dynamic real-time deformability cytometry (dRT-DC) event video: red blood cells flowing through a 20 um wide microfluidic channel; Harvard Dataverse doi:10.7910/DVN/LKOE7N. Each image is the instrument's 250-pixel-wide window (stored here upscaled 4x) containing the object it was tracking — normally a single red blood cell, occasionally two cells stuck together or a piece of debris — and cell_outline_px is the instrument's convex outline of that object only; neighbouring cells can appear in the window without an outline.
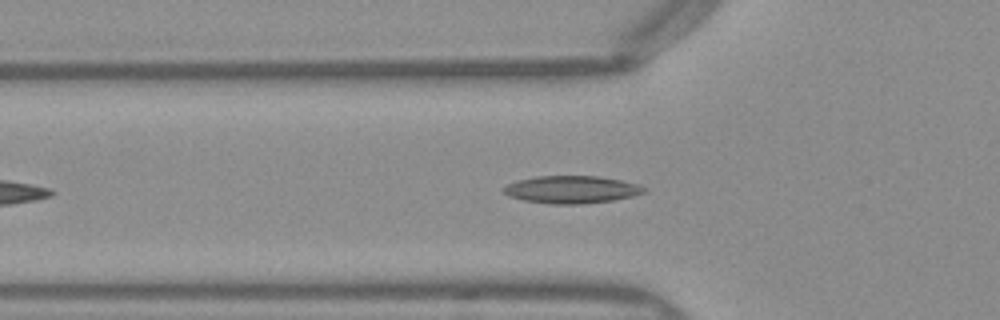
{"species": "Egyptian fruit bat (a non-hibernating species)", "species_latin": "Rousettus aegyptiacus", "temperature_condition": "warm", "stored_images_in_passage": 40, "camera_frame_rate_fps": 3000, "um_per_image_px": 0.085, "frame": {"image": 1, "passage_image": 9, "time_ms": 2.667, "image_size_px": [1000, 320], "cell_outline_px": [[648, 192], [632, 196], [612, 200], [584, 204], [548, 204], [524, 200], [508, 196], [500, 188], [516, 180], [536, 176], [596, 176], [620, 180], [636, 184], [648, 188]], "centroid_in_image_um": [48.56, 16.11], "position_along_channel_um": 77.2, "area_um2": 22.66}}
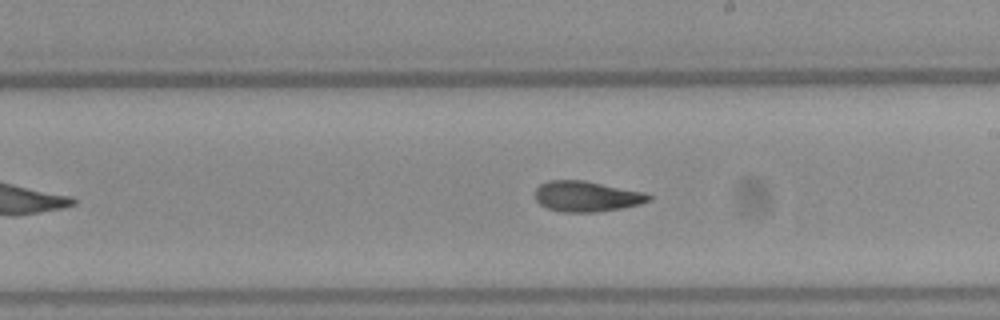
{"frame": {"image": 2, "passage_image": 21, "time_ms": 6.667, "image_size_px": [1000, 320], "cell_outline_px": [[652, 200], [640, 204], [620, 208], [596, 212], [564, 212], [548, 208], [540, 204], [536, 200], [536, 188], [540, 184], [552, 180], [584, 180], [644, 192], [652, 196]], "centroid_in_image_um": [49.88, 16.69], "position_along_channel_um": 239.1, "area_um2": 20.11}}
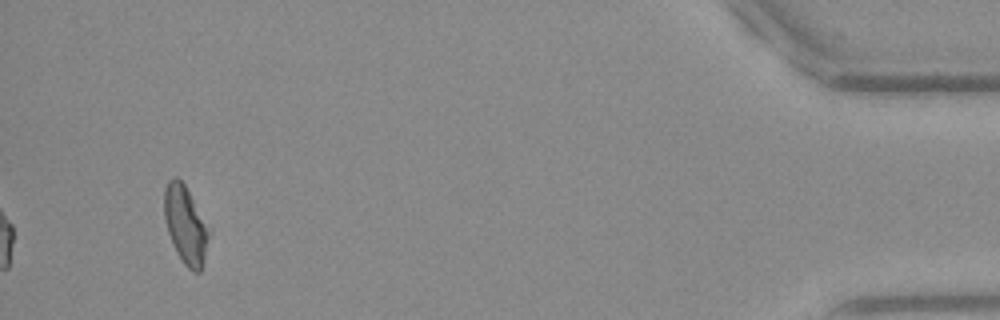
{"frame": {"image": 3, "passage_image": 40, "time_ms": 13.0, "image_size_px": [1000, 320], "cell_outline_px": [[212, 228], [204, 260], [200, 272], [192, 272], [184, 264], [176, 252], [172, 244], [168, 232], [164, 216], [164, 188], [168, 180], [172, 176], [176, 176], [184, 184]], "centroid_in_image_um": [15.8, 19.1], "position_along_channel_um": 419.4, "area_um2": 20.81}, "authors_computed_cell_mechanics": {"area_um2": 20.4612, "velocity_mm_per_s": 4.0207, "shape_relaxation_time_tau1_ms": null, "shape_relaxation_time_tau2_ms": 3.1491, "deformation_change_tau1": null, "deformation_change_tau2": 0.1037}}